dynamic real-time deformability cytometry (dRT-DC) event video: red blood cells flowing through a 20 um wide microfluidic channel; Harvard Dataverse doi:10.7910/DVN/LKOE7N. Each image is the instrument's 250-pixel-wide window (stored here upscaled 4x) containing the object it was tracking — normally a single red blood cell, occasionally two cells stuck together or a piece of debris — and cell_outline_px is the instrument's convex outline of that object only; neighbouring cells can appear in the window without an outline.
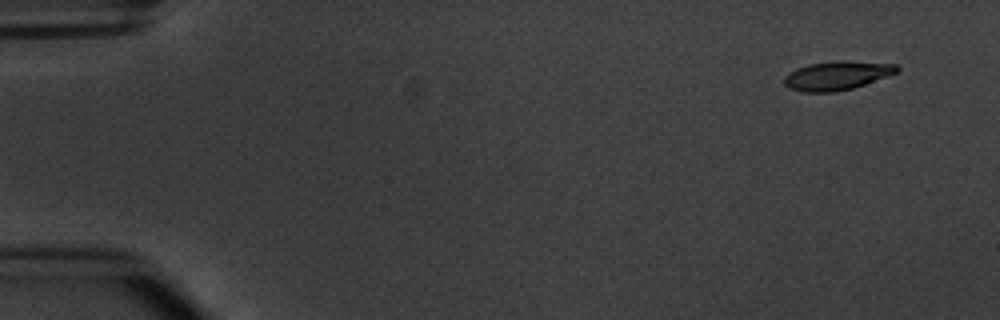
{"species": "common noctule bat (a hibernating species)", "species_latin": "Nyctalus noctula", "temperature_condition": "warm", "stored_images_in_passage": 5, "camera_frame_rate_fps": 3000, "um_per_image_px": 0.085, "animal": {"sex": "male", "body_mass_g": 20.1, "forearm_length_mm": 53.5}, "frame": {"image": 1, "passage_image": 1, "time_ms": 0.0, "image_size_px": [1000, 320], "cell_outline_px": [[900, 68], [896, 72], [888, 76], [852, 88], [832, 92], [800, 92], [788, 88], [784, 84], [784, 76], [788, 72], [796, 68], [808, 64], [896, 64]], "centroid_in_image_um": [71.02, 6.5], "position_along_channel_um": 14.0, "area_um2": 17.69}}
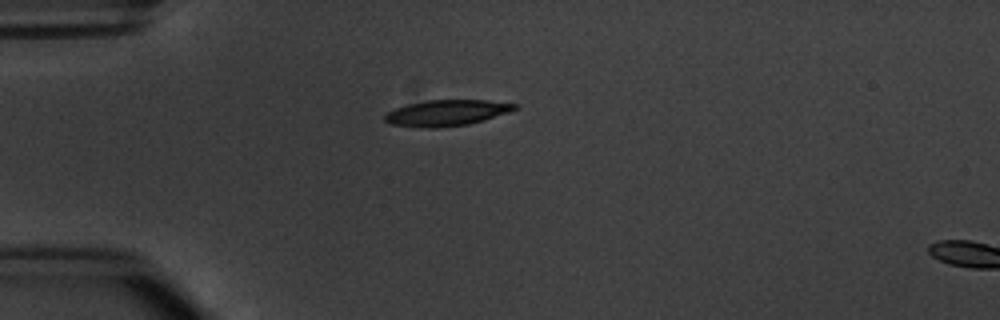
{"frame": {"image": 2, "passage_image": 4, "time_ms": 3.667, "image_size_px": [1000, 320], "cell_outline_px": [[516, 108], [508, 112], [484, 120], [468, 124], [440, 128], [424, 128], [392, 124], [384, 120], [384, 116], [388, 112], [396, 108], [408, 104], [428, 100], [484, 100], [516, 104]], "centroid_in_image_um": [37.93, 9.6], "position_along_channel_um": 47.1, "area_um2": 19.42}}